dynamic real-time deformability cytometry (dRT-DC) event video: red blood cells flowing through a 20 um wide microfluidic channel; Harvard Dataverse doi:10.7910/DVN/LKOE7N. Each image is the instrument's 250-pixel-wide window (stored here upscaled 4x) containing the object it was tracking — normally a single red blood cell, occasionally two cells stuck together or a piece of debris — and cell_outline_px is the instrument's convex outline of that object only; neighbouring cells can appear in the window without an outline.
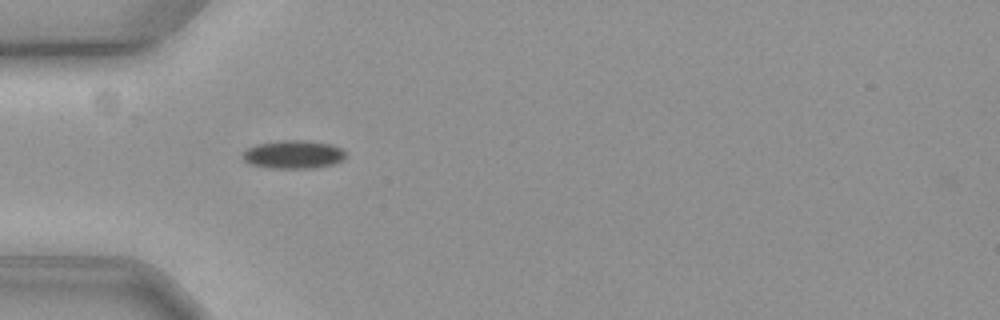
{"species": "common noctule bat (a hibernating species)", "species_latin": "Nyctalus noctula", "temperature_condition": "cold", "stored_images_in_passage": 43, "camera_frame_rate_fps": 3000, "um_per_image_px": 0.085, "animal": {"sex": "female", "body_mass_g": 19.3, "forearm_length_mm": 54.1}, "frame": {"image": 1, "passage_image": 3, "time_ms": 0.667, "image_size_px": [1000, 320], "cell_outline_px": [[348, 152], [344, 160], [332, 164], [312, 168], [268, 168], [248, 164], [244, 160], [244, 152], [248, 148], [256, 144], [280, 140], [304, 140], [332, 144]], "centroid_in_image_um": [24.97, 13.13], "position_along_channel_um": 60.0, "area_um2": 17.11}}
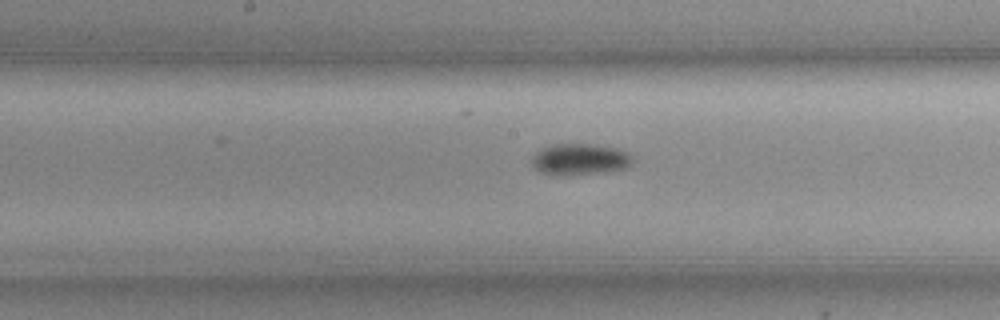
{"frame": {"image": 2, "passage_image": 15, "time_ms": 4.667, "image_size_px": [1000, 320], "cell_outline_px": [[632, 164], [628, 168], [604, 172], [568, 176], [556, 176], [540, 172], [532, 168], [532, 156], [540, 148], [552, 144], [592, 144], [616, 148], [632, 156]], "centroid_in_image_um": [49.23, 13.56], "position_along_channel_um": 199.0, "area_um2": 18.79}}
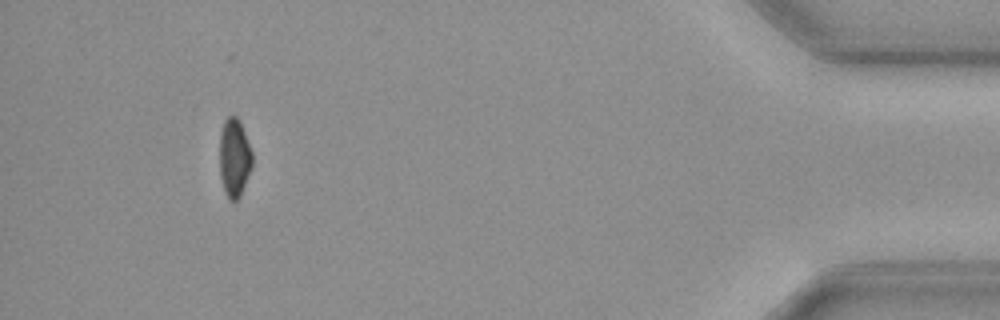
{"frame": {"image": 3, "passage_image": 39, "time_ms": 12.667, "image_size_px": [1000, 320], "cell_outline_px": [[252, 168], [240, 196], [236, 200], [228, 200], [220, 176], [220, 132], [224, 120], [228, 116], [236, 116], [240, 120], [252, 152]], "centroid_in_image_um": [19.92, 13.39], "position_along_channel_um": 415.3, "area_um2": 14.97}}